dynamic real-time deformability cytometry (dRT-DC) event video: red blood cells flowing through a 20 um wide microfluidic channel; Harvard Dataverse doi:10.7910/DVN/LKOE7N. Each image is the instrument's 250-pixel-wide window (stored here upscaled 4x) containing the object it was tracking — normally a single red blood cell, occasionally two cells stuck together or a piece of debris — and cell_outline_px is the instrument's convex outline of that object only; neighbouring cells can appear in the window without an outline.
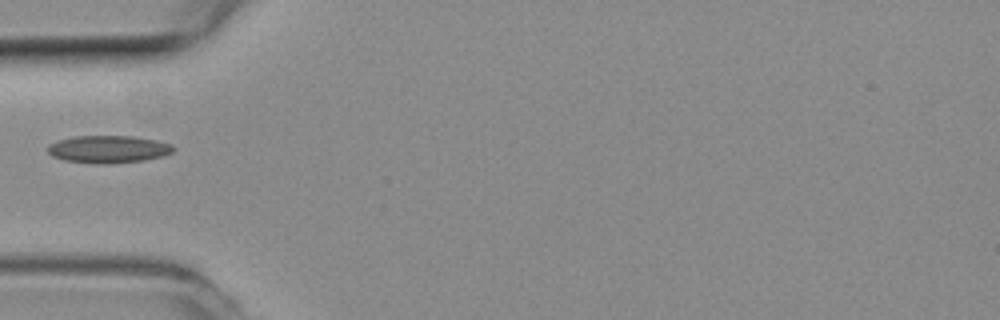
{"species": "common noctule bat (a hibernating species)", "species_latin": "Nyctalus noctula", "temperature_condition": "room temperature", "stored_images_in_passage": 20, "camera_frame_rate_fps": 3000, "um_per_image_px": 0.085, "animal": {"sex": "female", "body_mass_g": 19.3, "forearm_length_mm": 54.1}, "frame": {"image": 1, "passage_image": 1, "time_ms": 0.0, "image_size_px": [1000, 320], "cell_outline_px": [[172, 152], [164, 156], [144, 160], [112, 164], [92, 164], [64, 160], [52, 156], [48, 152], [48, 144], [60, 140], [76, 136], [132, 136], [156, 140], [172, 144]], "centroid_in_image_um": [9.2, 12.69], "position_along_channel_um": 75.8, "area_um2": 20.17}}
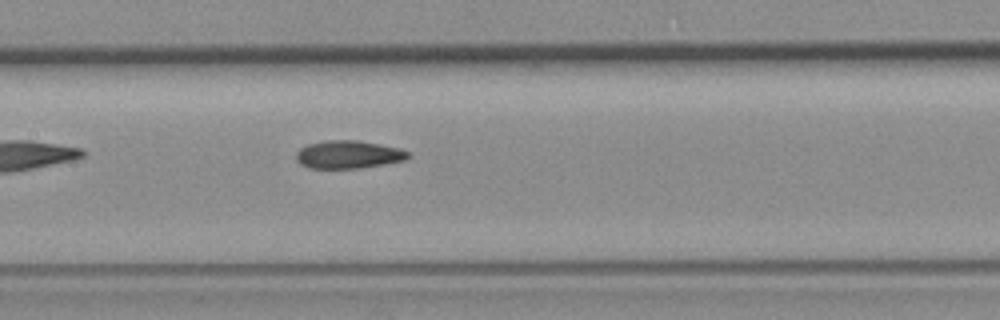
{"frame": {"image": 2, "passage_image": 9, "time_ms": 2.667, "image_size_px": [1000, 320], "cell_outline_px": [[408, 156], [404, 160], [384, 164], [360, 168], [308, 168], [300, 164], [296, 160], [296, 152], [300, 148], [308, 144], [328, 140], [356, 140], [380, 144], [400, 148], [408, 152]], "centroid_in_image_um": [29.57, 13.13], "position_along_channel_um": 177.8, "area_um2": 18.15}}
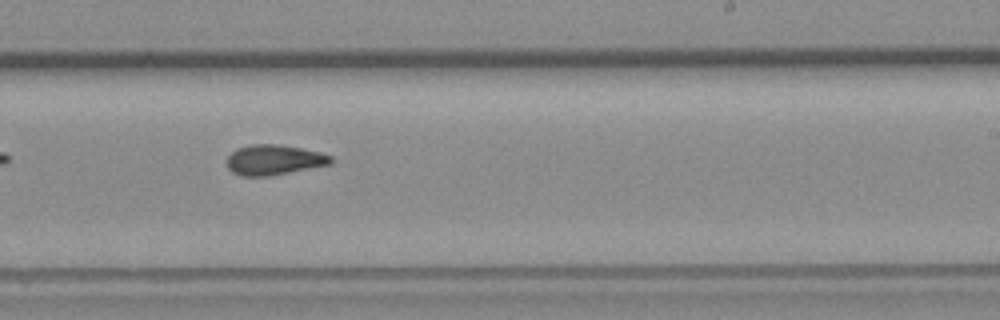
{"frame": {"image": 3, "passage_image": 16, "time_ms": 5.0, "image_size_px": [1000, 320], "cell_outline_px": [[332, 164], [268, 176], [240, 176], [232, 172], [228, 168], [228, 156], [236, 148], [252, 144], [276, 144], [300, 148], [320, 152], [332, 156]], "centroid_in_image_um": [23.28, 13.59], "position_along_channel_um": 265.7, "area_um2": 18.21}}